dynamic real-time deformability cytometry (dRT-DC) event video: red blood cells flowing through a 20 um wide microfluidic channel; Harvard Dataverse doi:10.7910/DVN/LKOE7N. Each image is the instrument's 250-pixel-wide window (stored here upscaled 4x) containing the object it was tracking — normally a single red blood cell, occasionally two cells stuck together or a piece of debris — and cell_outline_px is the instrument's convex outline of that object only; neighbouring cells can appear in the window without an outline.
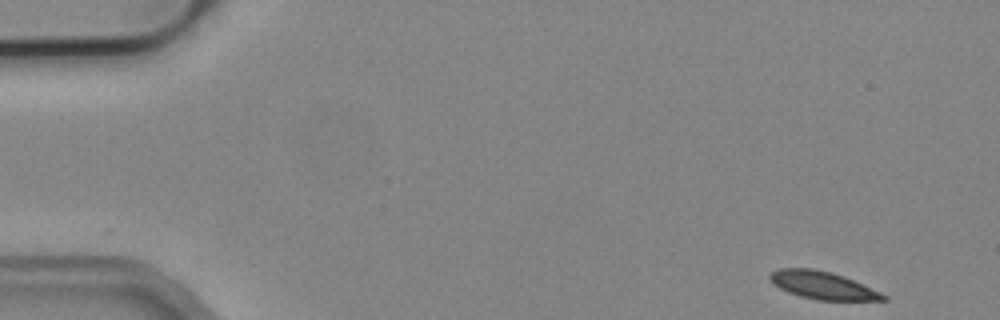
{"species": "common noctule bat (a hibernating species)", "species_latin": "Nyctalus noctula", "temperature_condition": "cold", "stored_images_in_passage": 8, "camera_frame_rate_fps": 3000, "um_per_image_px": 0.085, "animal": {"sex": "male", "body_mass_g": 19.2, "forearm_length_mm": 51.8}, "frame": {"image": 1, "passage_image": 1, "time_ms": 0.0, "image_size_px": [1000, 320], "cell_outline_px": [[888, 300], [816, 300], [800, 296], [788, 292], [780, 288], [768, 276], [776, 268], [812, 268], [832, 272], [844, 276], [880, 292], [888, 296]], "centroid_in_image_um": [69.93, 24.24], "position_along_channel_um": 15.1, "area_um2": 18.15}}